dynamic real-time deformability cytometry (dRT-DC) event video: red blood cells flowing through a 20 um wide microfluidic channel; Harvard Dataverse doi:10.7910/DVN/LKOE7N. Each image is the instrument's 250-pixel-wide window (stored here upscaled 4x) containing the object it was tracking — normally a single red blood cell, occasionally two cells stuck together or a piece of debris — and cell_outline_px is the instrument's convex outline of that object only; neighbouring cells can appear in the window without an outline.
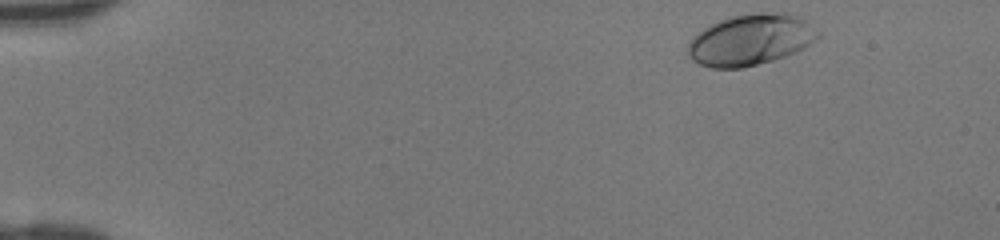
{"species": "human", "species_latin": "Homo sapiens", "temperature_condition": "room temperature", "stored_images_in_passage": 41, "camera_frame_rate_fps": 3000, "um_per_image_px": 0.085, "donor": {"sex": "female"}, "frame": {"image": 1, "passage_image": 1, "time_ms": 0.0, "image_size_px": [1000, 240], "cell_outline_px": [[820, 36], [816, 40], [804, 48], [796, 52], [772, 60], [740, 68], [712, 68], [700, 64], [692, 60], [688, 56], [688, 44], [692, 36], [704, 28], [720, 20], [732, 16], [760, 12], [784, 12], [796, 16], [804, 20], [820, 32]], "centroid_in_image_um": [63.79, 3.38], "position_along_channel_um": 21.2, "area_um2": 38.61}}
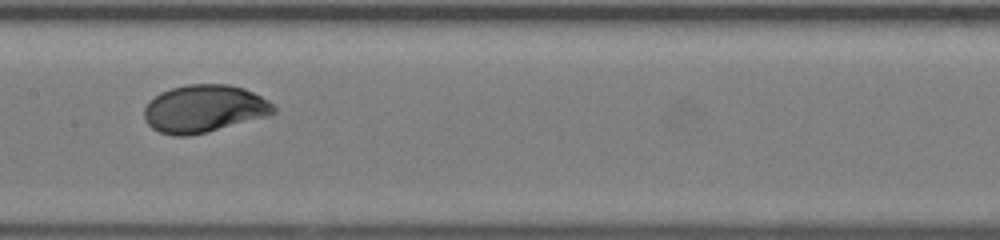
{"frame": {"image": 2, "passage_image": 20, "time_ms": 6.333, "image_size_px": [1000, 240], "cell_outline_px": [[276, 112], [264, 116], [208, 132], [188, 136], [176, 136], [160, 132], [152, 128], [144, 120], [144, 108], [160, 92], [172, 88], [188, 84], [228, 84], [244, 88], [268, 100], [276, 108]], "centroid_in_image_um": [17.33, 9.24], "position_along_channel_um": 190.1, "area_um2": 35.55}}
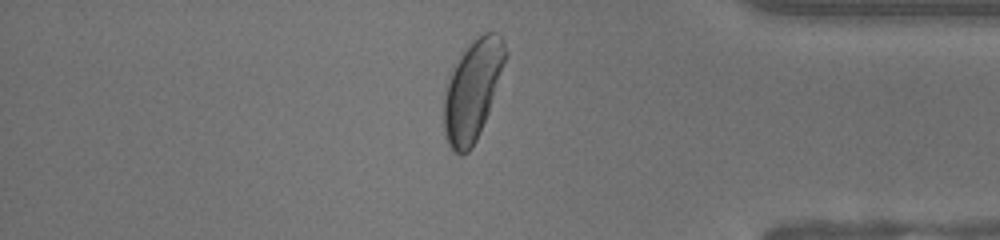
{"frame": {"image": 3, "passage_image": 35, "time_ms": 11.333, "image_size_px": [1000, 240], "cell_outline_px": [[508, 56], [488, 112], [480, 132], [472, 148], [468, 152], [460, 156], [448, 144], [444, 132], [444, 96], [448, 76], [460, 56], [484, 32], [496, 32], [504, 40], [508, 52]], "centroid_in_image_um": [40.18, 7.68], "position_along_channel_um": 395.0, "area_um2": 35.49}}